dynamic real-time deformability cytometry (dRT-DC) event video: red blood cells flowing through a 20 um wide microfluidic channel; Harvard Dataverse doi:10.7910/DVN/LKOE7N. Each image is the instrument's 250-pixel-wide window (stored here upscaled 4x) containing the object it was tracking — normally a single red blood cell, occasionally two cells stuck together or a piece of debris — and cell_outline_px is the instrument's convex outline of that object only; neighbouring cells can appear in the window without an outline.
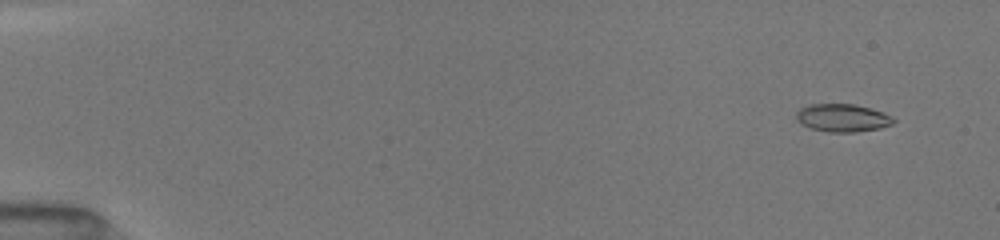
{"species": "common noctule bat (a hibernating species)", "species_latin": "Nyctalus noctula", "temperature_condition": "room temperature", "stored_images_in_passage": 7, "camera_frame_rate_fps": 3000, "um_per_image_px": 0.085, "animal": {"sex": "female", "body_mass_g": 19.5, "forearm_length_mm": 54.1}, "frame": {"image": 1, "passage_image": 2, "time_ms": 1.0, "image_size_px": [1000, 240], "cell_outline_px": [[896, 120], [892, 124], [880, 128], [856, 132], [828, 132], [812, 128], [800, 124], [796, 120], [796, 112], [800, 108], [812, 104], [856, 104], [884, 112], [892, 116]], "centroid_in_image_um": [71.62, 10.02], "position_along_channel_um": 13.4, "area_um2": 15.9}}
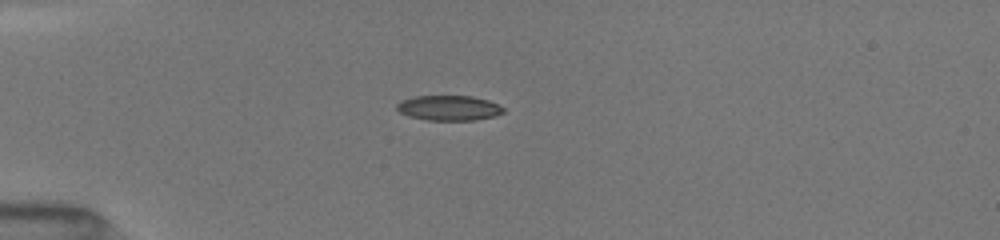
{"frame": {"image": 2, "passage_image": 6, "time_ms": 4.667, "image_size_px": [1000, 240], "cell_outline_px": [[504, 112], [496, 116], [476, 120], [428, 120], [408, 116], [400, 112], [396, 108], [396, 104], [400, 100], [412, 96], [472, 96], [488, 100], [504, 108]], "centroid_in_image_um": [38.13, 9.17], "position_along_channel_um": 46.9, "area_um2": 15.66}}